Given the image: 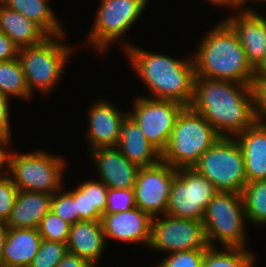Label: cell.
I'll use <instances>...</instances> for the list:
<instances>
[{"label": "cell", "instance_id": "ab89813d", "mask_svg": "<svg viewBox=\"0 0 266 267\" xmlns=\"http://www.w3.org/2000/svg\"><path fill=\"white\" fill-rule=\"evenodd\" d=\"M248 1L250 2L251 0H225V7L229 6V8L233 7V9L238 8V10L241 7V10H239V12L241 11V13L242 12H244V13L245 12H254L251 8L249 9V7L245 8L246 7L245 4L248 5L247 4ZM242 8H244V9L242 10Z\"/></svg>", "mask_w": 266, "mask_h": 267}, {"label": "cell", "instance_id": "e575fe53", "mask_svg": "<svg viewBox=\"0 0 266 267\" xmlns=\"http://www.w3.org/2000/svg\"><path fill=\"white\" fill-rule=\"evenodd\" d=\"M255 110L259 120H266V75L254 76L251 84Z\"/></svg>", "mask_w": 266, "mask_h": 267}, {"label": "cell", "instance_id": "7c38bea8", "mask_svg": "<svg viewBox=\"0 0 266 267\" xmlns=\"http://www.w3.org/2000/svg\"><path fill=\"white\" fill-rule=\"evenodd\" d=\"M149 248L169 253L209 247L202 221L164 214L152 218Z\"/></svg>", "mask_w": 266, "mask_h": 267}, {"label": "cell", "instance_id": "74e56055", "mask_svg": "<svg viewBox=\"0 0 266 267\" xmlns=\"http://www.w3.org/2000/svg\"><path fill=\"white\" fill-rule=\"evenodd\" d=\"M11 136L0 134V175L8 174L9 172V162H10V153L8 152L7 148L4 149L7 145L9 147V141ZM5 167V168H3ZM5 169V170H3ZM7 170V171H6Z\"/></svg>", "mask_w": 266, "mask_h": 267}, {"label": "cell", "instance_id": "7402d4cb", "mask_svg": "<svg viewBox=\"0 0 266 267\" xmlns=\"http://www.w3.org/2000/svg\"><path fill=\"white\" fill-rule=\"evenodd\" d=\"M52 194L19 191L6 222L8 228H37L40 220L51 210Z\"/></svg>", "mask_w": 266, "mask_h": 267}, {"label": "cell", "instance_id": "9a60e30c", "mask_svg": "<svg viewBox=\"0 0 266 267\" xmlns=\"http://www.w3.org/2000/svg\"><path fill=\"white\" fill-rule=\"evenodd\" d=\"M97 165L99 180L108 188L131 189L136 183L139 167L132 164L117 147H98L90 150Z\"/></svg>", "mask_w": 266, "mask_h": 267}, {"label": "cell", "instance_id": "836d02e7", "mask_svg": "<svg viewBox=\"0 0 266 267\" xmlns=\"http://www.w3.org/2000/svg\"><path fill=\"white\" fill-rule=\"evenodd\" d=\"M19 190L8 174L0 175V220L7 222Z\"/></svg>", "mask_w": 266, "mask_h": 267}, {"label": "cell", "instance_id": "9c48e42d", "mask_svg": "<svg viewBox=\"0 0 266 267\" xmlns=\"http://www.w3.org/2000/svg\"><path fill=\"white\" fill-rule=\"evenodd\" d=\"M218 191L193 168L176 169L166 214L202 221L208 203Z\"/></svg>", "mask_w": 266, "mask_h": 267}, {"label": "cell", "instance_id": "8fae6325", "mask_svg": "<svg viewBox=\"0 0 266 267\" xmlns=\"http://www.w3.org/2000/svg\"><path fill=\"white\" fill-rule=\"evenodd\" d=\"M133 111L128 116L139 125L147 141L161 154L166 149L180 112L185 108L179 102L136 97Z\"/></svg>", "mask_w": 266, "mask_h": 267}, {"label": "cell", "instance_id": "f35d334b", "mask_svg": "<svg viewBox=\"0 0 266 267\" xmlns=\"http://www.w3.org/2000/svg\"><path fill=\"white\" fill-rule=\"evenodd\" d=\"M56 267H95L89 261L75 254L67 253Z\"/></svg>", "mask_w": 266, "mask_h": 267}, {"label": "cell", "instance_id": "8992f818", "mask_svg": "<svg viewBox=\"0 0 266 267\" xmlns=\"http://www.w3.org/2000/svg\"><path fill=\"white\" fill-rule=\"evenodd\" d=\"M192 168L207 178L217 191L242 194L247 183L243 154L233 136L219 137Z\"/></svg>", "mask_w": 266, "mask_h": 267}, {"label": "cell", "instance_id": "2e32d148", "mask_svg": "<svg viewBox=\"0 0 266 267\" xmlns=\"http://www.w3.org/2000/svg\"><path fill=\"white\" fill-rule=\"evenodd\" d=\"M235 31L248 62L256 69L266 56V18L256 12H239L224 19Z\"/></svg>", "mask_w": 266, "mask_h": 267}, {"label": "cell", "instance_id": "cb8c5ba5", "mask_svg": "<svg viewBox=\"0 0 266 267\" xmlns=\"http://www.w3.org/2000/svg\"><path fill=\"white\" fill-rule=\"evenodd\" d=\"M108 187L100 181H86L67 192L75 199L79 221L101 220L106 211Z\"/></svg>", "mask_w": 266, "mask_h": 267}, {"label": "cell", "instance_id": "f1b7e54d", "mask_svg": "<svg viewBox=\"0 0 266 267\" xmlns=\"http://www.w3.org/2000/svg\"><path fill=\"white\" fill-rule=\"evenodd\" d=\"M71 224L55 215L51 210L40 220L37 227L42 239L66 243Z\"/></svg>", "mask_w": 266, "mask_h": 267}, {"label": "cell", "instance_id": "603a6c76", "mask_svg": "<svg viewBox=\"0 0 266 267\" xmlns=\"http://www.w3.org/2000/svg\"><path fill=\"white\" fill-rule=\"evenodd\" d=\"M0 31L21 49L41 43L48 35L32 20L0 4Z\"/></svg>", "mask_w": 266, "mask_h": 267}, {"label": "cell", "instance_id": "b9f144b4", "mask_svg": "<svg viewBox=\"0 0 266 267\" xmlns=\"http://www.w3.org/2000/svg\"><path fill=\"white\" fill-rule=\"evenodd\" d=\"M266 75V56L261 64L255 69L254 76H263Z\"/></svg>", "mask_w": 266, "mask_h": 267}, {"label": "cell", "instance_id": "52a82bcc", "mask_svg": "<svg viewBox=\"0 0 266 267\" xmlns=\"http://www.w3.org/2000/svg\"><path fill=\"white\" fill-rule=\"evenodd\" d=\"M246 213L241 194L218 191L208 203L203 217L206 239L215 247V239L223 247L246 248Z\"/></svg>", "mask_w": 266, "mask_h": 267}, {"label": "cell", "instance_id": "277c9868", "mask_svg": "<svg viewBox=\"0 0 266 267\" xmlns=\"http://www.w3.org/2000/svg\"><path fill=\"white\" fill-rule=\"evenodd\" d=\"M219 137L201 114L185 107L176 119L161 160L175 169L192 168Z\"/></svg>", "mask_w": 266, "mask_h": 267}, {"label": "cell", "instance_id": "83f0119b", "mask_svg": "<svg viewBox=\"0 0 266 267\" xmlns=\"http://www.w3.org/2000/svg\"><path fill=\"white\" fill-rule=\"evenodd\" d=\"M0 92L27 100L32 97L26 85L24 72L18 58L0 62Z\"/></svg>", "mask_w": 266, "mask_h": 267}, {"label": "cell", "instance_id": "8d00e7d4", "mask_svg": "<svg viewBox=\"0 0 266 267\" xmlns=\"http://www.w3.org/2000/svg\"><path fill=\"white\" fill-rule=\"evenodd\" d=\"M9 98L10 97L0 92V134L11 136Z\"/></svg>", "mask_w": 266, "mask_h": 267}, {"label": "cell", "instance_id": "3957f363", "mask_svg": "<svg viewBox=\"0 0 266 267\" xmlns=\"http://www.w3.org/2000/svg\"><path fill=\"white\" fill-rule=\"evenodd\" d=\"M200 42L196 53L191 54L195 77L252 84L255 69L248 62L237 34L225 20Z\"/></svg>", "mask_w": 266, "mask_h": 267}, {"label": "cell", "instance_id": "ba28073f", "mask_svg": "<svg viewBox=\"0 0 266 267\" xmlns=\"http://www.w3.org/2000/svg\"><path fill=\"white\" fill-rule=\"evenodd\" d=\"M66 163L61 156L44 150L16 154L11 152L9 176L19 191L54 194L64 189L63 174Z\"/></svg>", "mask_w": 266, "mask_h": 267}, {"label": "cell", "instance_id": "4fadbf2b", "mask_svg": "<svg viewBox=\"0 0 266 267\" xmlns=\"http://www.w3.org/2000/svg\"><path fill=\"white\" fill-rule=\"evenodd\" d=\"M176 169L160 160L140 168L133 187L135 205L152 218L166 214Z\"/></svg>", "mask_w": 266, "mask_h": 267}, {"label": "cell", "instance_id": "e0dca14e", "mask_svg": "<svg viewBox=\"0 0 266 267\" xmlns=\"http://www.w3.org/2000/svg\"><path fill=\"white\" fill-rule=\"evenodd\" d=\"M98 100L88 111L87 139L90 143L88 148L92 150L98 147H117L118 130L128 113L119 111L110 101Z\"/></svg>", "mask_w": 266, "mask_h": 267}, {"label": "cell", "instance_id": "60d3db41", "mask_svg": "<svg viewBox=\"0 0 266 267\" xmlns=\"http://www.w3.org/2000/svg\"><path fill=\"white\" fill-rule=\"evenodd\" d=\"M8 226L5 221L0 220V264L2 263L3 250L6 242Z\"/></svg>", "mask_w": 266, "mask_h": 267}, {"label": "cell", "instance_id": "7a4b0ae2", "mask_svg": "<svg viewBox=\"0 0 266 267\" xmlns=\"http://www.w3.org/2000/svg\"><path fill=\"white\" fill-rule=\"evenodd\" d=\"M131 65L154 99L172 100L189 107L193 99L195 68L193 59L179 60L123 45Z\"/></svg>", "mask_w": 266, "mask_h": 267}, {"label": "cell", "instance_id": "f546056e", "mask_svg": "<svg viewBox=\"0 0 266 267\" xmlns=\"http://www.w3.org/2000/svg\"><path fill=\"white\" fill-rule=\"evenodd\" d=\"M67 253L66 243L42 239L39 251L28 267H56Z\"/></svg>", "mask_w": 266, "mask_h": 267}, {"label": "cell", "instance_id": "484cf974", "mask_svg": "<svg viewBox=\"0 0 266 267\" xmlns=\"http://www.w3.org/2000/svg\"><path fill=\"white\" fill-rule=\"evenodd\" d=\"M247 248L209 246L205 250L202 267H254L255 254Z\"/></svg>", "mask_w": 266, "mask_h": 267}, {"label": "cell", "instance_id": "30bf717a", "mask_svg": "<svg viewBox=\"0 0 266 267\" xmlns=\"http://www.w3.org/2000/svg\"><path fill=\"white\" fill-rule=\"evenodd\" d=\"M148 0H100L88 43L101 53L119 40L144 12Z\"/></svg>", "mask_w": 266, "mask_h": 267}, {"label": "cell", "instance_id": "d4e9b609", "mask_svg": "<svg viewBox=\"0 0 266 267\" xmlns=\"http://www.w3.org/2000/svg\"><path fill=\"white\" fill-rule=\"evenodd\" d=\"M49 0H0L6 7L35 22L48 36L66 34L48 6Z\"/></svg>", "mask_w": 266, "mask_h": 267}, {"label": "cell", "instance_id": "7bdbcfd3", "mask_svg": "<svg viewBox=\"0 0 266 267\" xmlns=\"http://www.w3.org/2000/svg\"><path fill=\"white\" fill-rule=\"evenodd\" d=\"M208 3H212L214 4L215 6H223L225 8V0H207Z\"/></svg>", "mask_w": 266, "mask_h": 267}, {"label": "cell", "instance_id": "d590c367", "mask_svg": "<svg viewBox=\"0 0 266 267\" xmlns=\"http://www.w3.org/2000/svg\"><path fill=\"white\" fill-rule=\"evenodd\" d=\"M19 48L4 33L0 31V62L18 58Z\"/></svg>", "mask_w": 266, "mask_h": 267}, {"label": "cell", "instance_id": "44dd1931", "mask_svg": "<svg viewBox=\"0 0 266 267\" xmlns=\"http://www.w3.org/2000/svg\"><path fill=\"white\" fill-rule=\"evenodd\" d=\"M41 241L37 228H9L0 267H28Z\"/></svg>", "mask_w": 266, "mask_h": 267}, {"label": "cell", "instance_id": "5b68a950", "mask_svg": "<svg viewBox=\"0 0 266 267\" xmlns=\"http://www.w3.org/2000/svg\"><path fill=\"white\" fill-rule=\"evenodd\" d=\"M65 36L51 35L37 45L19 49L18 59L31 95L36 89L45 95L60 81L67 59L74 50L58 41Z\"/></svg>", "mask_w": 266, "mask_h": 267}, {"label": "cell", "instance_id": "4dcf8cb0", "mask_svg": "<svg viewBox=\"0 0 266 267\" xmlns=\"http://www.w3.org/2000/svg\"><path fill=\"white\" fill-rule=\"evenodd\" d=\"M61 191L62 189H60V193L57 191L52 195L51 211L61 219L73 225L79 221L76 201L66 190L62 193Z\"/></svg>", "mask_w": 266, "mask_h": 267}, {"label": "cell", "instance_id": "6da1fadb", "mask_svg": "<svg viewBox=\"0 0 266 267\" xmlns=\"http://www.w3.org/2000/svg\"><path fill=\"white\" fill-rule=\"evenodd\" d=\"M189 107L201 114L220 136L235 137L258 120L252 86L229 80L195 77Z\"/></svg>", "mask_w": 266, "mask_h": 267}, {"label": "cell", "instance_id": "ffe728a7", "mask_svg": "<svg viewBox=\"0 0 266 267\" xmlns=\"http://www.w3.org/2000/svg\"><path fill=\"white\" fill-rule=\"evenodd\" d=\"M107 242L101 220H82L71 225L67 247L69 253L97 266V261L100 260L99 257L103 254Z\"/></svg>", "mask_w": 266, "mask_h": 267}, {"label": "cell", "instance_id": "d6a6232c", "mask_svg": "<svg viewBox=\"0 0 266 267\" xmlns=\"http://www.w3.org/2000/svg\"><path fill=\"white\" fill-rule=\"evenodd\" d=\"M136 207L133 188L131 189H108L107 205L104 214L125 212Z\"/></svg>", "mask_w": 266, "mask_h": 267}, {"label": "cell", "instance_id": "5bb4252c", "mask_svg": "<svg viewBox=\"0 0 266 267\" xmlns=\"http://www.w3.org/2000/svg\"><path fill=\"white\" fill-rule=\"evenodd\" d=\"M101 224L105 239L149 246L152 217L137 207L125 212L104 214Z\"/></svg>", "mask_w": 266, "mask_h": 267}, {"label": "cell", "instance_id": "d6986e66", "mask_svg": "<svg viewBox=\"0 0 266 267\" xmlns=\"http://www.w3.org/2000/svg\"><path fill=\"white\" fill-rule=\"evenodd\" d=\"M117 148L139 168L154 165L161 160V153L147 141L139 125L129 116L119 127Z\"/></svg>", "mask_w": 266, "mask_h": 267}, {"label": "cell", "instance_id": "1f68e13d", "mask_svg": "<svg viewBox=\"0 0 266 267\" xmlns=\"http://www.w3.org/2000/svg\"><path fill=\"white\" fill-rule=\"evenodd\" d=\"M206 249H191L167 254L155 267H202Z\"/></svg>", "mask_w": 266, "mask_h": 267}, {"label": "cell", "instance_id": "4316f807", "mask_svg": "<svg viewBox=\"0 0 266 267\" xmlns=\"http://www.w3.org/2000/svg\"><path fill=\"white\" fill-rule=\"evenodd\" d=\"M247 222L266 224V180L247 182L242 191Z\"/></svg>", "mask_w": 266, "mask_h": 267}, {"label": "cell", "instance_id": "ac0fdd59", "mask_svg": "<svg viewBox=\"0 0 266 267\" xmlns=\"http://www.w3.org/2000/svg\"><path fill=\"white\" fill-rule=\"evenodd\" d=\"M235 139L245 161L247 182L266 180V122L258 119Z\"/></svg>", "mask_w": 266, "mask_h": 267}]
</instances>
